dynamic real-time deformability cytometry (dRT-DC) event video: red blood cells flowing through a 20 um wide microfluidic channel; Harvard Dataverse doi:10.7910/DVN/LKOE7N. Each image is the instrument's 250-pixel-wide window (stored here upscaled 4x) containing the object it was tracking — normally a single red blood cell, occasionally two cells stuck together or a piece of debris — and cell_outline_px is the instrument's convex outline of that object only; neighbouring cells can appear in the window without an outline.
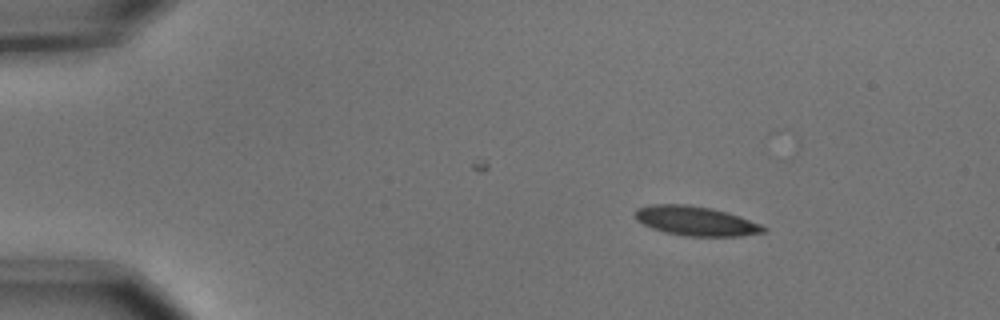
{"species": "common noctule bat (a hibernating species)", "species_latin": "Nyctalus noctula", "temperature_condition": "cold", "stored_images_in_passage": 5, "camera_frame_rate_fps": 3000, "um_per_image_px": 0.085, "animal": {"sex": "male", "body_mass_g": 15.6}, "frame": {"image": 1, "passage_image": 3, "time_ms": 0.667, "image_size_px": [1000, 320], "cell_outline_px": [[768, 228], [764, 232], [740, 236], [684, 236], [652, 228], [636, 220], [632, 212], [636, 208], [652, 204], [688, 204], [712, 208], [728, 212], [740, 216], [760, 224]], "centroid_in_image_um": [59.12, 18.77], "position_along_channel_um": 25.9, "area_um2": 22.14}}